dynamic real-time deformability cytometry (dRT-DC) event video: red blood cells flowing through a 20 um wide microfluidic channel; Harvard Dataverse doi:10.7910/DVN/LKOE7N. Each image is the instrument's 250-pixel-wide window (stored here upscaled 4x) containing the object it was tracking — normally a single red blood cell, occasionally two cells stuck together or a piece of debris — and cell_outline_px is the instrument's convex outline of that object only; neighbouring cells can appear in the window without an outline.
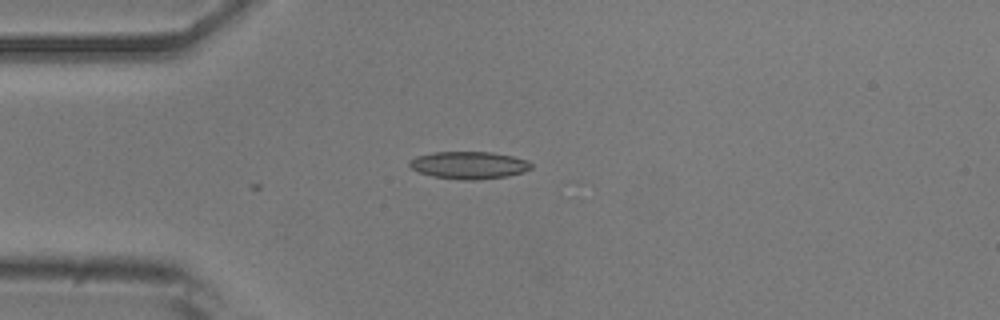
{"species": "common noctule bat (a hibernating species)", "species_latin": "Nyctalus noctula", "temperature_condition": "room temperature", "stored_images_in_passage": 3, "camera_frame_rate_fps": 3000, "um_per_image_px": 0.085, "animal": {"sex": "male", "body_mass_g": 20.5, "forearm_length_mm": 52.5}, "frame": {"image": 1, "passage_image": 3, "time_ms": 0.667, "image_size_px": [1000, 320], "cell_outline_px": [[532, 168], [524, 172], [508, 176], [476, 180], [464, 180], [432, 176], [420, 172], [412, 168], [408, 164], [408, 160], [416, 156], [432, 152], [492, 152], [512, 156], [528, 160], [532, 164]], "centroid_in_image_um": [39.87, 14.03], "position_along_channel_um": 45.1, "area_um2": 19.54}}